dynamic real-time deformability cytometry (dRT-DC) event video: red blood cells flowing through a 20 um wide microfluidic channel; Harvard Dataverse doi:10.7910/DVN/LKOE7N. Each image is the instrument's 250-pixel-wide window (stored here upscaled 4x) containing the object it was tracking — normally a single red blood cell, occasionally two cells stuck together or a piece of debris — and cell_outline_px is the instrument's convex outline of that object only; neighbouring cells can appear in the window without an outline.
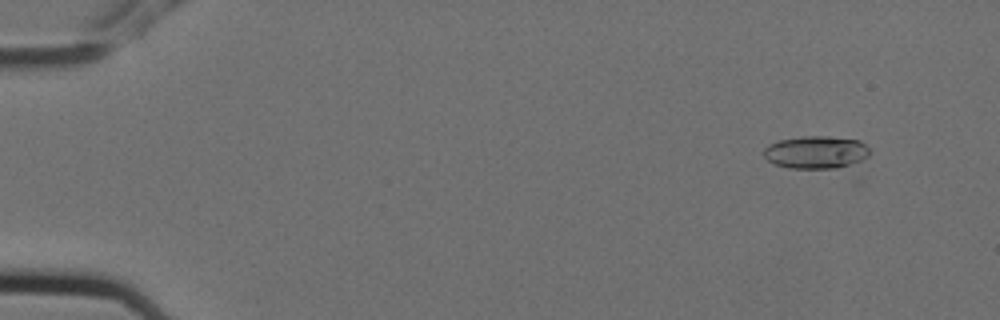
{"species": "Egyptian fruit bat (a non-hibernating species)", "species_latin": "Rousettus aegyptiacus", "temperature_condition": "cold", "stored_images_in_passage": 9, "camera_frame_rate_fps": 3000, "um_per_image_px": 0.085, "animal": {"sex": "female"}, "frame": {"image": 1, "passage_image": 1, "time_ms": 0.0, "image_size_px": [1000, 320], "cell_outline_px": [[872, 152], [868, 156], [860, 160], [836, 168], [788, 168], [772, 164], [764, 156], [764, 148], [768, 144], [780, 140], [804, 136], [828, 136], [860, 140]], "centroid_in_image_um": [69.33, 12.93], "position_along_channel_um": 15.7, "area_um2": 20.11}}
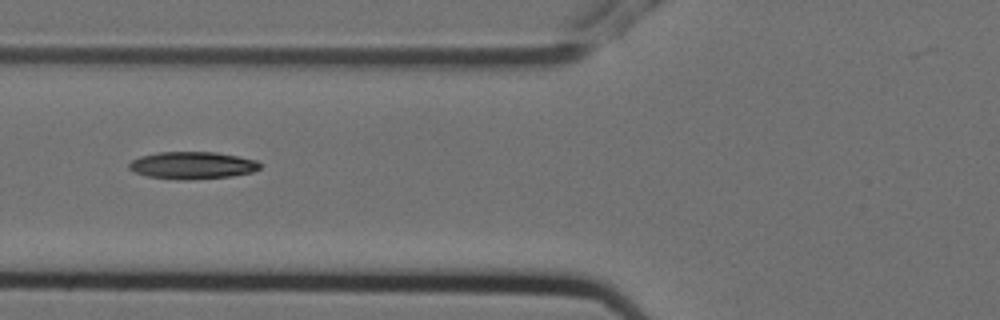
{"frame": {"image": 2, "passage_image": 6, "time_ms": 1.667, "image_size_px": [1000, 320], "cell_outline_px": [[260, 168], [252, 172], [232, 176], [184, 180], [148, 176], [136, 172], [128, 168], [128, 164], [132, 160], [140, 156], [156, 152], [216, 152], [256, 160], [260, 164]], "centroid_in_image_um": [16.34, 14.04], "position_along_channel_um": 109.5, "area_um2": 20.63}}
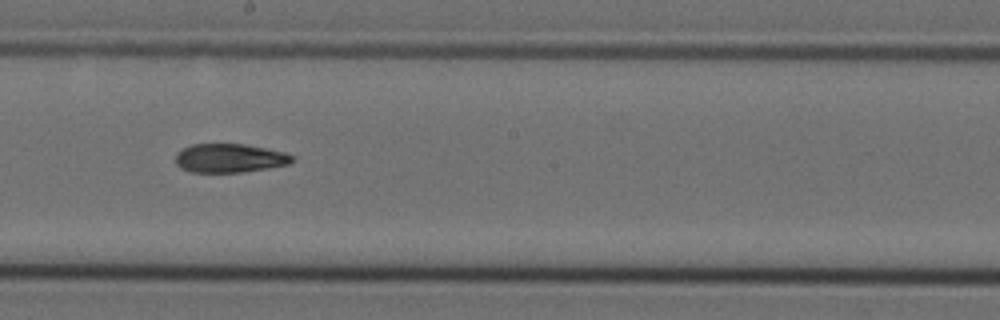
{"frame": {"image": 3, "passage_image": 9, "time_ms": 2.667, "image_size_px": [1000, 320], "cell_outline_px": [[292, 160], [288, 164], [268, 168], [244, 172], [188, 172], [180, 168], [176, 164], [176, 152], [192, 144], [244, 144], [284, 152], [292, 156]], "centroid_in_image_um": [19.46, 13.45], "position_along_channel_um": 228.7, "area_um2": 19.48}}